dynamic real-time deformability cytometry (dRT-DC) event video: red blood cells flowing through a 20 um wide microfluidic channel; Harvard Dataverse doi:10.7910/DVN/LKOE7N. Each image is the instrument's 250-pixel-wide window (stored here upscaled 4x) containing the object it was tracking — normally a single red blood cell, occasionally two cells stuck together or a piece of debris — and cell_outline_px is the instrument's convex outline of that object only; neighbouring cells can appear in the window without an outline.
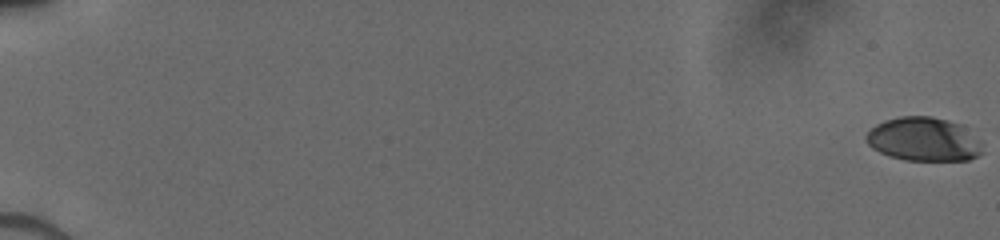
{"species": "human", "species_latin": "Homo sapiens", "temperature_condition": "cold", "stored_images_in_passage": 63, "camera_frame_rate_fps": 3000, "um_per_image_px": 0.085, "donor": {"sex": "male"}, "frame": {"image": 1, "passage_image": 1, "time_ms": 0.0, "image_size_px": [1000, 240], "cell_outline_px": [[984, 152], [968, 160], [904, 160], [888, 156], [872, 148], [868, 144], [864, 136], [876, 124], [884, 120], [900, 116], [932, 116], [960, 124], [980, 140]], "centroid_in_image_um": [78.5, 11.84], "position_along_channel_um": 6.5, "area_um2": 29.77}}
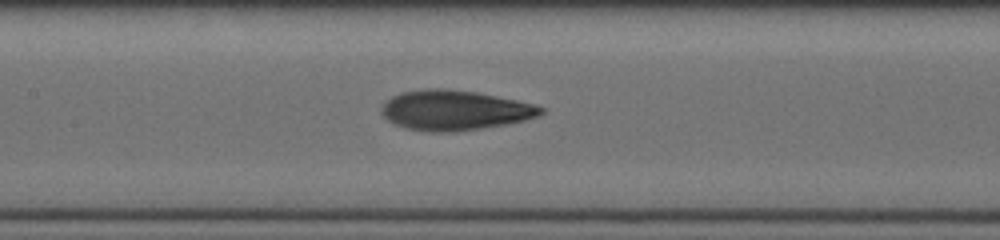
{"frame": {"image": 2, "passage_image": 31, "time_ms": 9.333, "image_size_px": [1000, 240], "cell_outline_px": [[544, 112], [536, 116], [524, 120], [508, 124], [452, 132], [432, 132], [404, 128], [388, 120], [380, 112], [380, 108], [392, 96], [400, 92], [428, 88], [440, 88], [476, 92], [516, 100], [532, 104], [544, 108]], "centroid_in_image_um": [38.61, 9.37], "position_along_channel_um": 168.8, "area_um2": 36.88}}
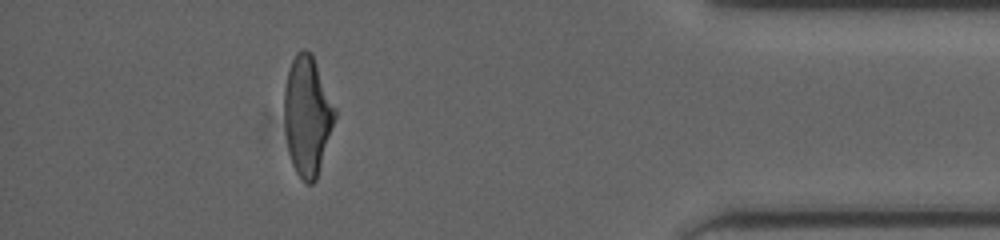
{"frame": {"image": 3, "passage_image": 57, "time_ms": 16.0, "image_size_px": [1000, 240], "cell_outline_px": [[336, 116], [316, 180], [312, 184], [304, 184], [296, 172], [292, 164], [288, 152], [284, 120], [284, 88], [288, 68], [296, 52], [300, 48], [304, 48], [312, 52], [336, 108]], "centroid_in_image_um": [26.11, 9.8], "position_along_channel_um": 409.1, "area_um2": 35.6}}